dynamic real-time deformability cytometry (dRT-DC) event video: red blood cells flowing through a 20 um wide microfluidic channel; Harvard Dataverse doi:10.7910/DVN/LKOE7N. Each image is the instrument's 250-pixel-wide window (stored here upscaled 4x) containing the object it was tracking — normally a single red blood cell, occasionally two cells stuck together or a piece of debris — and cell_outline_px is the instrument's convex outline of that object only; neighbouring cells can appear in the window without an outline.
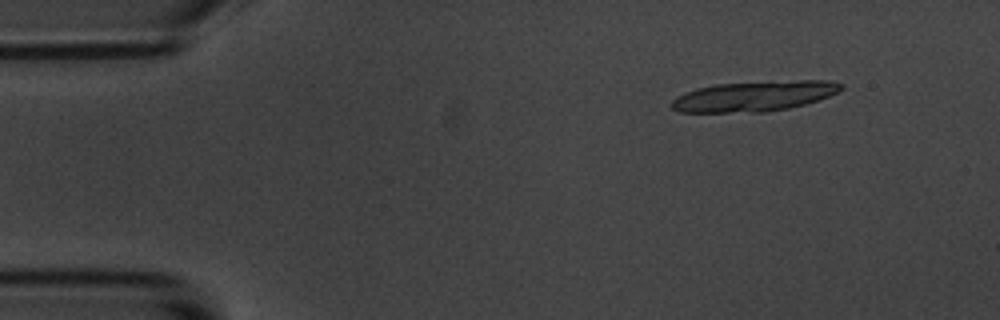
{"species": "common noctule bat (a hibernating species)", "species_latin": "Nyctalus noctula", "temperature_condition": "room temperature", "stored_images_in_passage": 6, "camera_frame_rate_fps": 3000, "um_per_image_px": 0.085, "animal": {"sex": "male", "body_mass_g": 20.1, "forearm_length_mm": 53.5}, "frame": {"image": 1, "passage_image": 2, "time_ms": 1.0, "image_size_px": [1000, 320], "cell_outline_px": [[844, 88], [820, 100], [788, 108], [768, 112], [680, 112], [672, 108], [668, 104], [676, 96], [696, 88], [716, 84], [772, 80], [824, 80], [844, 84]], "centroid_in_image_um": [64.09, 8.16], "position_along_channel_um": 20.9, "area_um2": 30.29}}